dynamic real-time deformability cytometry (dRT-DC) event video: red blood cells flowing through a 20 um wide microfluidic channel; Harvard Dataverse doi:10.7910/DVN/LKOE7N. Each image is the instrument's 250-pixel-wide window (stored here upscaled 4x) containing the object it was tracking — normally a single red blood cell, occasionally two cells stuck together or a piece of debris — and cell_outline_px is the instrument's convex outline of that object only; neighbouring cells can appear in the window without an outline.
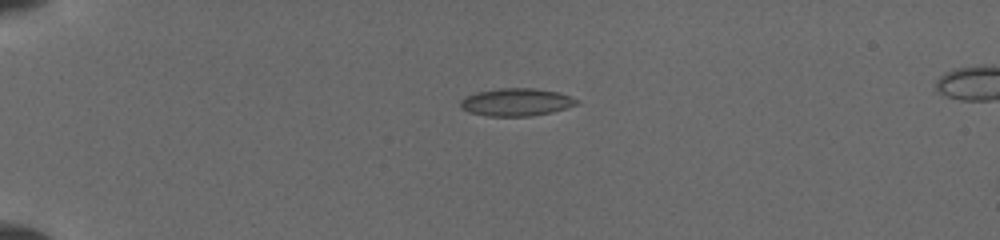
{"species": "common noctule bat (a hibernating species)", "species_latin": "Nyctalus noctula", "temperature_condition": "cold", "stored_images_in_passage": 25, "camera_frame_rate_fps": 3000, "um_per_image_px": 0.085, "animal": {"sex": "female", "body_mass_g": 19.5, "forearm_length_mm": 54.1}, "frame": {"image": 1, "passage_image": 1, "time_ms": 0.0, "image_size_px": [1000, 240], "cell_outline_px": [[580, 104], [552, 112], [532, 116], [488, 116], [468, 112], [460, 108], [460, 100], [464, 96], [476, 92], [500, 88], [532, 88], [560, 92], [580, 100]], "centroid_in_image_um": [43.89, 8.68], "position_along_channel_um": 41.1, "area_um2": 19.02}}
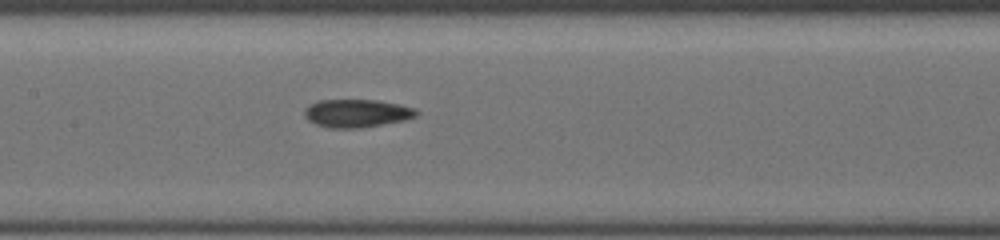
{"frame": {"image": 2, "passage_image": 14, "time_ms": 4.667, "image_size_px": [1000, 240], "cell_outline_px": [[420, 112], [416, 116], [404, 120], [360, 128], [328, 128], [316, 124], [308, 120], [304, 116], [304, 108], [308, 104], [316, 100], [376, 100], [400, 104], [416, 108]], "centroid_in_image_um": [30.3, 9.62], "position_along_channel_um": 177.1, "area_um2": 18.5}}
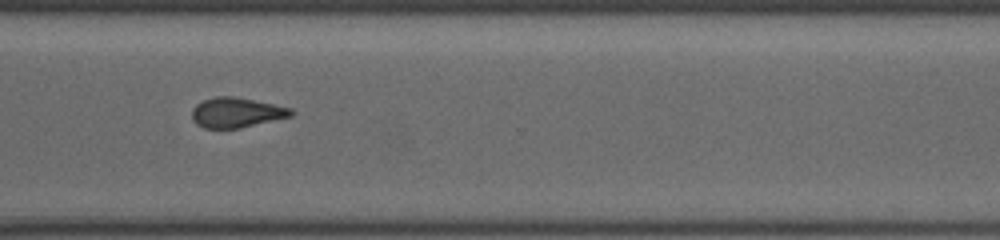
{"frame": {"image": 3, "passage_image": 24, "time_ms": 9.0, "image_size_px": [1000, 240], "cell_outline_px": [[296, 112], [292, 116], [240, 128], [204, 128], [196, 124], [192, 120], [192, 108], [196, 104], [204, 100], [216, 96], [232, 96], [292, 108]], "centroid_in_image_um": [20.09, 9.57], "position_along_channel_um": 350.5, "area_um2": 17.28}}